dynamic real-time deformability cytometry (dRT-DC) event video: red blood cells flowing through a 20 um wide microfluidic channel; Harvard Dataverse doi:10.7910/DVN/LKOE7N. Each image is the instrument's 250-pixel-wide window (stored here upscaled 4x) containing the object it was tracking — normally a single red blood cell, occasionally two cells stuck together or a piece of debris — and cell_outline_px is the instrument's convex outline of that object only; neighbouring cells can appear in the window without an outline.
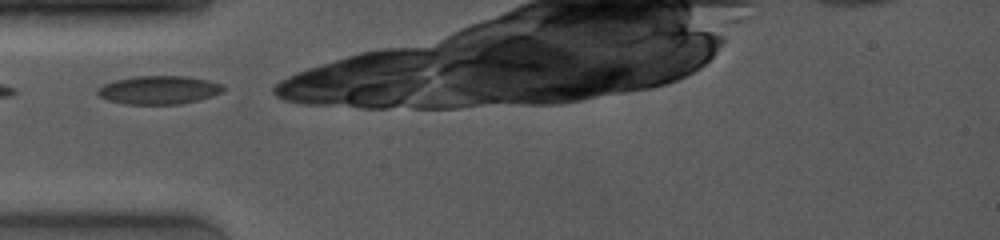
{"species": "common noctule bat (a hibernating species)", "species_latin": "Nyctalus noctula", "temperature_condition": "room temperature", "stored_images_in_passage": 6, "camera_frame_rate_fps": 4000, "um_per_image_px": 0.085, "animal": {"sex": "female", "body_mass_g": 19.0, "forearm_length_mm": 53.3}, "frame": {"image": 1, "passage_image": 1, "time_ms": 0.0, "image_size_px": [1000, 240], "cell_outline_px": [[224, 92], [212, 96], [180, 104], [124, 104], [108, 100], [100, 96], [96, 92], [96, 88], [104, 84], [116, 80], [132, 76], [184, 76], [208, 80], [220, 84], [224, 88]], "centroid_in_image_um": [13.47, 7.65], "position_along_channel_um": 71.5, "area_um2": 20.75}}